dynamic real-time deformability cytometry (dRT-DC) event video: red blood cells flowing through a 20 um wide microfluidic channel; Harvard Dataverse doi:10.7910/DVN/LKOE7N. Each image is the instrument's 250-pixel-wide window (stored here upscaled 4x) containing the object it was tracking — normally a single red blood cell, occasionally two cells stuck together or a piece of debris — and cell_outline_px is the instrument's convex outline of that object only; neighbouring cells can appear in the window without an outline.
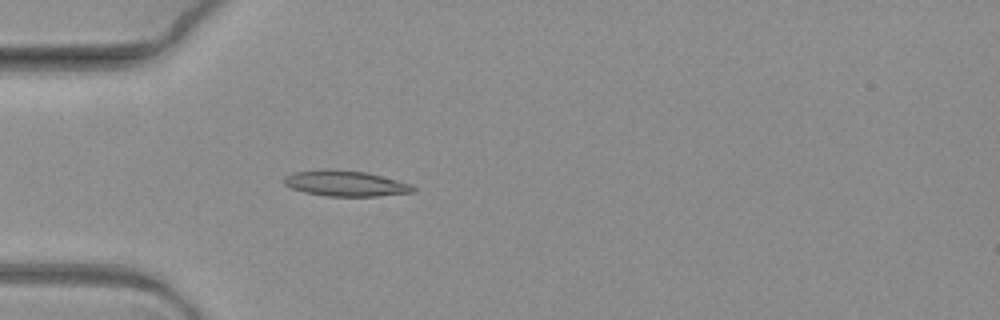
{"species": "common noctule bat (a hibernating species)", "species_latin": "Nyctalus noctula", "temperature_condition": "warm", "stored_images_in_passage": 5, "camera_frame_rate_fps": 3000, "um_per_image_px": 0.085, "animal": {"sex": "female", "body_mass_g": 19.3, "forearm_length_mm": 54.1}, "frame": {"image": 1, "passage_image": 5, "time_ms": 1.333, "image_size_px": [1000, 320], "cell_outline_px": [[416, 192], [380, 196], [328, 196], [304, 192], [292, 188], [284, 184], [284, 176], [292, 172], [320, 168], [332, 168], [368, 172], [412, 184], [416, 188]], "centroid_in_image_um": [29.37, 15.57], "position_along_channel_um": 55.6, "area_um2": 19.77}}